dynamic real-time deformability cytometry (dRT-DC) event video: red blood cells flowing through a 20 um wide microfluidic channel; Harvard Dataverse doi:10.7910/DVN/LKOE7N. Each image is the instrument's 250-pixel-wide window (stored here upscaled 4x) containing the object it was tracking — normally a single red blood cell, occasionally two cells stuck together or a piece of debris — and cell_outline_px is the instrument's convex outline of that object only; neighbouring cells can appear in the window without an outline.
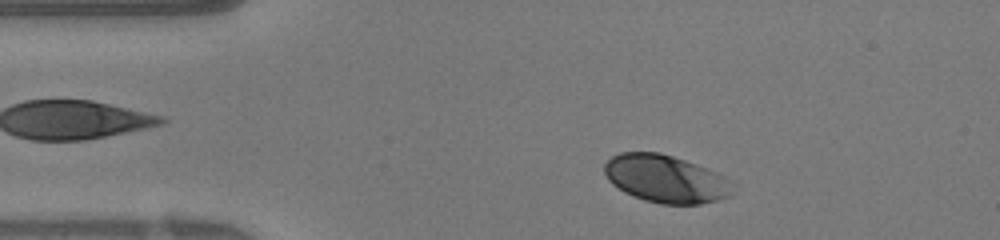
{"species": "human", "species_latin": "Homo sapiens", "temperature_condition": "warm", "stored_images_in_passage": 44, "camera_frame_rate_fps": 3000, "um_per_image_px": 0.085, "donor": {"sex": "female"}, "frame": {"image": 1, "passage_image": 4, "time_ms": 1.0, "image_size_px": [1000, 240], "cell_outline_px": [[708, 200], [692, 204], [668, 204], [636, 196], [620, 188], [608, 176], [604, 168], [608, 160], [616, 156], [628, 152], [652, 152], [668, 156], [676, 160]], "centroid_in_image_um": [55.56, 15.14], "position_along_channel_um": 29.4, "area_um2": 25.78}}
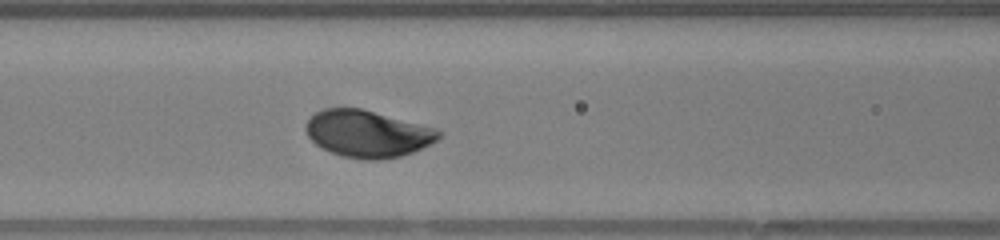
{"frame": {"image": 2, "passage_image": 15, "time_ms": 4.667, "image_size_px": [1000, 240], "cell_outline_px": [[436, 136], [432, 140], [416, 148], [392, 156], [352, 156], [336, 152], [320, 144], [308, 132], [308, 124], [320, 112], [336, 108], [356, 108], [380, 116]], "centroid_in_image_um": [30.97, 11.35], "position_along_channel_um": 135.6, "area_um2": 30.0}}
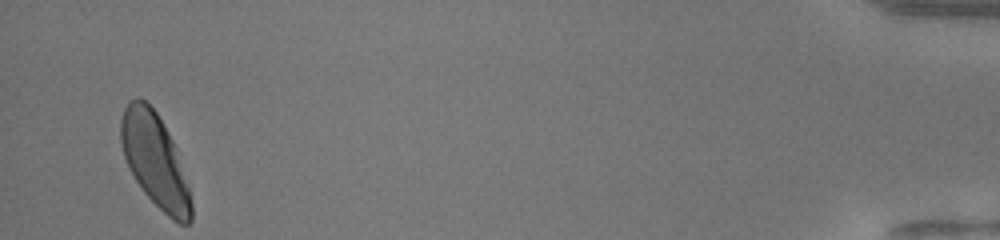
{"frame": {"image": 3, "passage_image": 42, "time_ms": 13.667, "image_size_px": [1000, 240], "cell_outline_px": [[192, 216], [188, 224], [184, 224], [176, 220], [156, 204], [140, 184], [124, 152], [124, 112], [136, 100], [144, 100], [152, 108], [160, 120], [168, 136], [188, 192], [192, 208]], "centroid_in_image_um": [13.21, 13.7], "position_along_channel_um": 422.0, "area_um2": 33.7}, "authors_computed_cell_mechanics": {"area_um2": 30.1427, "velocity_mm_per_s": 4.2074, "shape_relaxation_time_tau1_ms": 1.443, "shape_relaxation_time_tau2_ms": null, "deformation_change_tau1": 0.0914, "deformation_change_tau2": null}}